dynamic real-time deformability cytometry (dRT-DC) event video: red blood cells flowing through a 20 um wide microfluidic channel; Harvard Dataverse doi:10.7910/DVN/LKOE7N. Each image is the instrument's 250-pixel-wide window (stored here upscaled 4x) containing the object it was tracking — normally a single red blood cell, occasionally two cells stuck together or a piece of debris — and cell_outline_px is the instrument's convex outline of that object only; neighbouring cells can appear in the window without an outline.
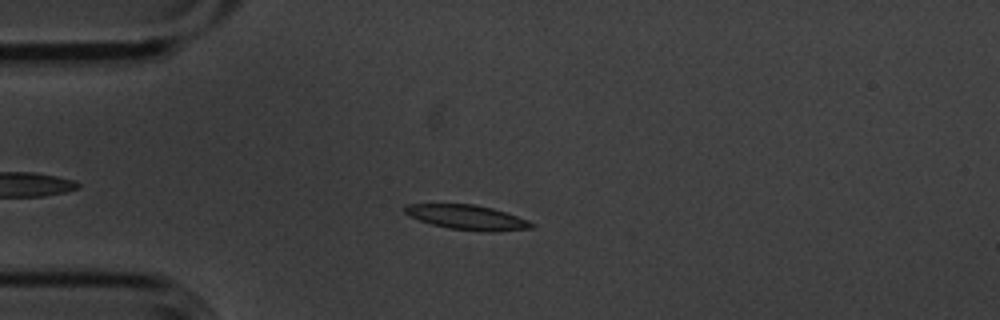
{"species": "common noctule bat (a hibernating species)", "species_latin": "Nyctalus noctula", "temperature_condition": "cold", "stored_images_in_passage": 7, "camera_frame_rate_fps": 3000, "um_per_image_px": 0.085, "animal": {"sex": "male", "body_mass_g": 20.1, "forearm_length_mm": 53.5}, "frame": {"image": 1, "passage_image": 3, "time_ms": 0.667, "image_size_px": [1000, 320], "cell_outline_px": [[536, 224], [532, 228], [492, 232], [488, 232], [448, 228], [432, 224], [408, 216], [404, 212], [404, 204], [472, 204], [492, 208], [528, 220]], "centroid_in_image_um": [39.69, 18.47], "position_along_channel_um": 45.3, "area_um2": 18.15}}
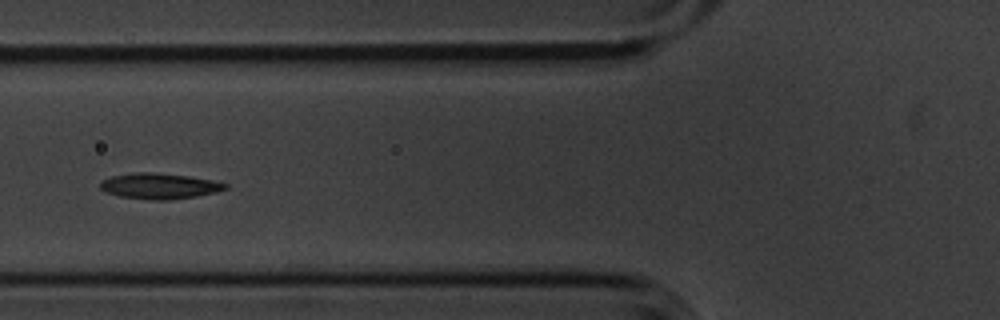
{"frame": {"image": 2, "passage_image": 5, "time_ms": 1.333, "image_size_px": [1000, 320], "cell_outline_px": [[228, 188], [216, 192], [196, 196], [168, 200], [152, 200], [120, 196], [104, 192], [100, 188], [100, 180], [112, 176], [132, 172], [152, 172], [188, 176], [212, 180], [228, 184]], "centroid_in_image_um": [13.51, 15.81], "position_along_channel_um": 112.3, "area_um2": 18.79}}
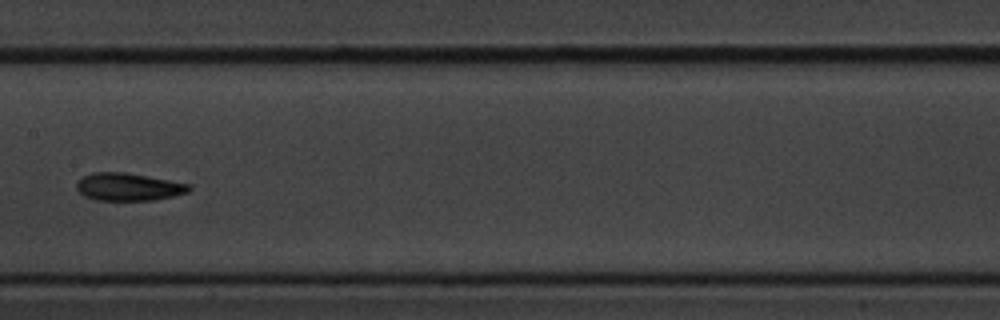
{"frame": {"image": 3, "passage_image": 7, "time_ms": 2.0, "image_size_px": [1000, 320], "cell_outline_px": [[192, 188], [188, 192], [156, 200], [96, 200], [84, 196], [76, 188], [76, 184], [84, 176], [92, 172], [124, 172], [192, 184]], "centroid_in_image_um": [10.94, 15.88], "position_along_channel_um": 196.5, "area_um2": 18.09}}